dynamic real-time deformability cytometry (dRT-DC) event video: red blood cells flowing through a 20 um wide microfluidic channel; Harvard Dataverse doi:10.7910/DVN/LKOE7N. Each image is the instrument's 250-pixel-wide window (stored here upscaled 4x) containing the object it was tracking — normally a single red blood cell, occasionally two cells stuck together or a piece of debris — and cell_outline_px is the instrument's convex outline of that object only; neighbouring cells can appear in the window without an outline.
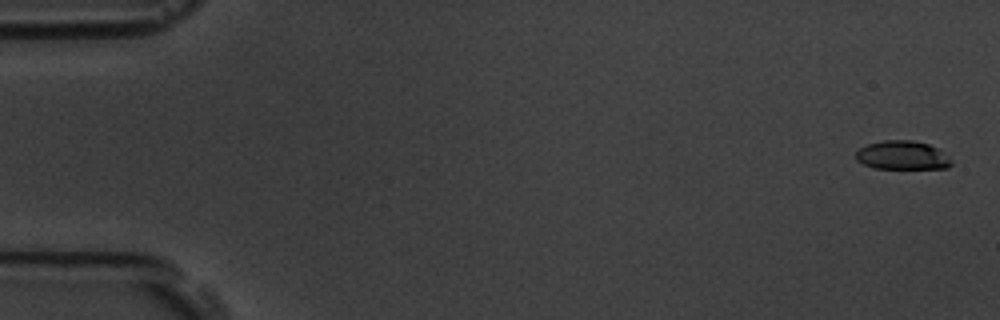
{"species": "common noctule bat (a hibernating species)", "species_latin": "Nyctalus noctula", "temperature_condition": "room temperature", "stored_images_in_passage": 58, "camera_frame_rate_fps": 3000, "um_per_image_px": 0.085, "animal": {"sex": "male", "body_mass_g": 19.5, "forearm_length_mm": 54.6}, "frame": {"image": 1, "passage_image": 2, "time_ms": 0.333, "image_size_px": [1000, 320], "cell_outline_px": [[952, 164], [948, 168], [876, 168], [864, 164], [856, 160], [856, 152], [860, 148], [868, 144], [884, 140], [912, 140], [928, 144], [936, 148], [948, 156], [952, 160]], "centroid_in_image_um": [76.71, 13.2], "position_along_channel_um": 8.3, "area_um2": 15.84}}
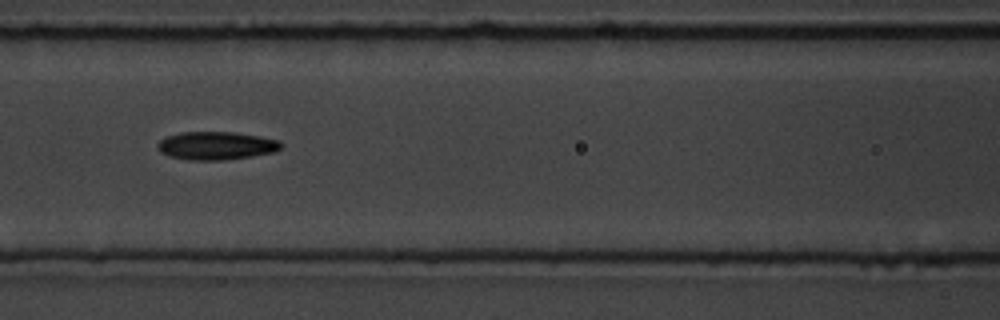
{"frame": {"image": 2, "passage_image": 26, "time_ms": 8.333, "image_size_px": [1000, 320], "cell_outline_px": [[284, 144], [280, 148], [272, 152], [252, 156], [224, 160], [188, 160], [172, 156], [160, 152], [156, 144], [164, 136], [180, 132], [232, 132], [260, 136], [280, 140]], "centroid_in_image_um": [18.37, 12.37], "position_along_channel_um": 148.2, "area_um2": 20.29}}
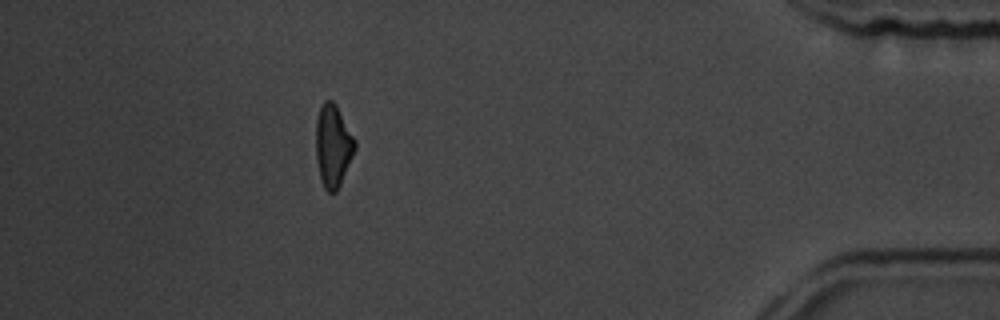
{"frame": {"image": 3, "passage_image": 52, "time_ms": 17.0, "image_size_px": [1000, 320], "cell_outline_px": [[356, 148], [340, 184], [336, 192], [328, 192], [324, 188], [320, 176], [316, 156], [316, 120], [320, 108], [324, 100], [332, 100], [336, 104], [356, 140]], "centroid_in_image_um": [28.31, 12.36], "position_along_channel_um": 406.9, "area_um2": 18.61}, "authors_computed_cell_mechanics": {"area_um2": 18.9006, "velocity_mm_per_s": 3.5761, "shape_relaxation_time_tau1_ms": 4.225, "shape_relaxation_time_tau2_ms": 5.0604, "deformation_change_tau1": 0.1502, "deformation_change_tau2": 0.1471}}